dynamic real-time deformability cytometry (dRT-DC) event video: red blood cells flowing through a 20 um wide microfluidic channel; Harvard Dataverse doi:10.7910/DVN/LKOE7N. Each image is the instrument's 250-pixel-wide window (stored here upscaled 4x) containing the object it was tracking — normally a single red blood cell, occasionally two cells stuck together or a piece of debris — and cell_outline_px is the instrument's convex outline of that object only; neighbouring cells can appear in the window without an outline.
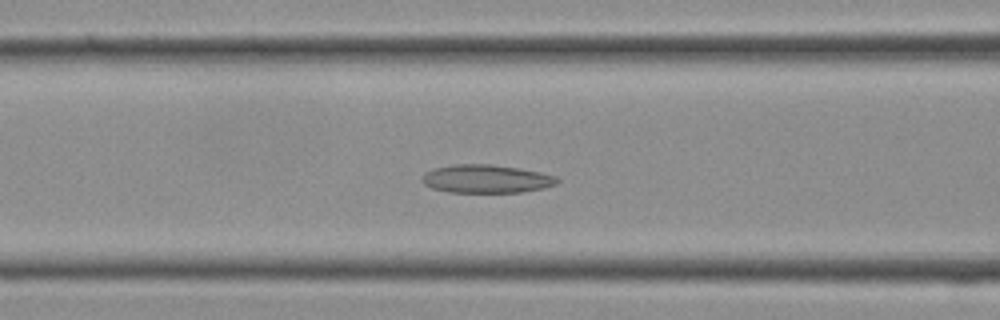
{"species": "Egyptian fruit bat (a non-hibernating species)", "species_latin": "Rousettus aegyptiacus", "temperature_condition": "cold", "stored_images_in_passage": 21, "camera_frame_rate_fps": 3000, "um_per_image_px": 0.085, "frame": {"image": 1, "passage_image": 12, "time_ms": 3.667, "image_size_px": [1000, 320], "cell_outline_px": [[560, 180], [556, 184], [544, 188], [520, 192], [448, 192], [432, 188], [424, 184], [420, 180], [424, 172], [436, 168], [452, 164], [488, 164], [520, 168], [540, 172], [556, 176]], "centroid_in_image_um": [41.32, 15.2], "position_along_channel_um": 125.3, "area_um2": 22.31}}
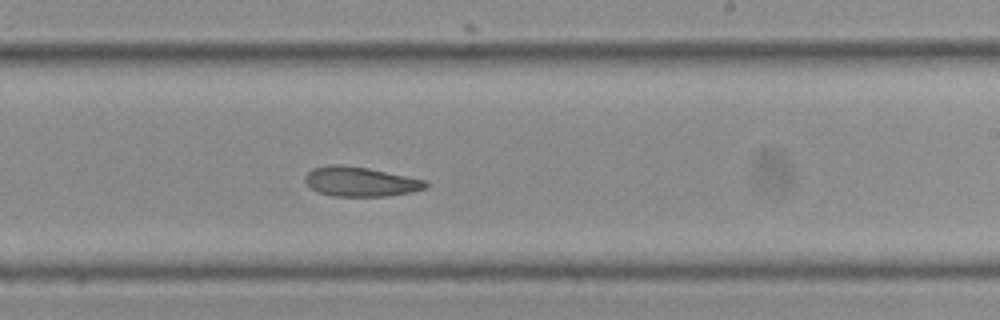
{"frame": {"image": 2, "passage_image": 18, "time_ms": 5.667, "image_size_px": [1000, 320], "cell_outline_px": [[428, 188], [412, 192], [388, 196], [332, 196], [320, 192], [312, 188], [304, 180], [304, 176], [312, 168], [332, 164], [340, 164], [368, 168], [428, 180]], "centroid_in_image_um": [30.68, 15.43], "position_along_channel_um": 258.3, "area_um2": 20.92}}